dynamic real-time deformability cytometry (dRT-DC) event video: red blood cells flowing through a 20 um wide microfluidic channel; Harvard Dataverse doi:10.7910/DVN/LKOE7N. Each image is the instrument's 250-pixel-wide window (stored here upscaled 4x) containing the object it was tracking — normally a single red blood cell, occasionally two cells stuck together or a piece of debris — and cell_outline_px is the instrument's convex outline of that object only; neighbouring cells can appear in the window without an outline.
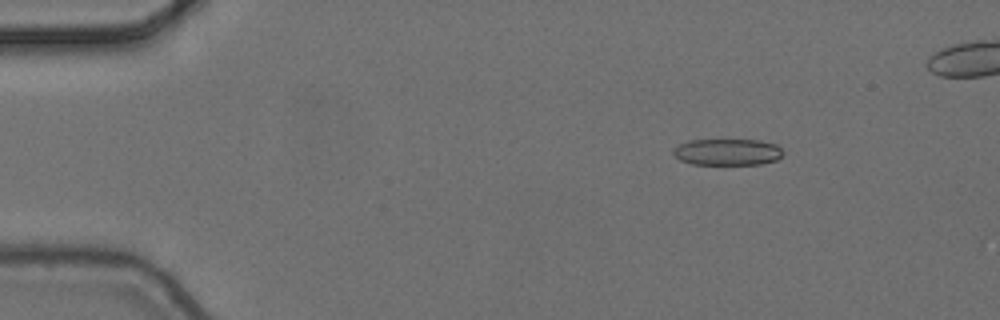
{"species": "common noctule bat (a hibernating species)", "species_latin": "Nyctalus noctula", "temperature_condition": "cold", "stored_images_in_passage": 6, "camera_frame_rate_fps": 3000, "um_per_image_px": 0.085, "animal": {"sex": "female", "body_mass_g": 24.6, "forearm_length_mm": 56.2}, "frame": {"image": 1, "passage_image": 3, "time_ms": 0.667, "image_size_px": [1000, 320], "cell_outline_px": [[784, 152], [776, 160], [760, 164], [692, 164], [680, 160], [672, 152], [680, 144], [688, 140], [760, 140], [776, 144]], "centroid_in_image_um": [61.85, 12.92], "position_along_channel_um": 23.2, "area_um2": 16.82}}